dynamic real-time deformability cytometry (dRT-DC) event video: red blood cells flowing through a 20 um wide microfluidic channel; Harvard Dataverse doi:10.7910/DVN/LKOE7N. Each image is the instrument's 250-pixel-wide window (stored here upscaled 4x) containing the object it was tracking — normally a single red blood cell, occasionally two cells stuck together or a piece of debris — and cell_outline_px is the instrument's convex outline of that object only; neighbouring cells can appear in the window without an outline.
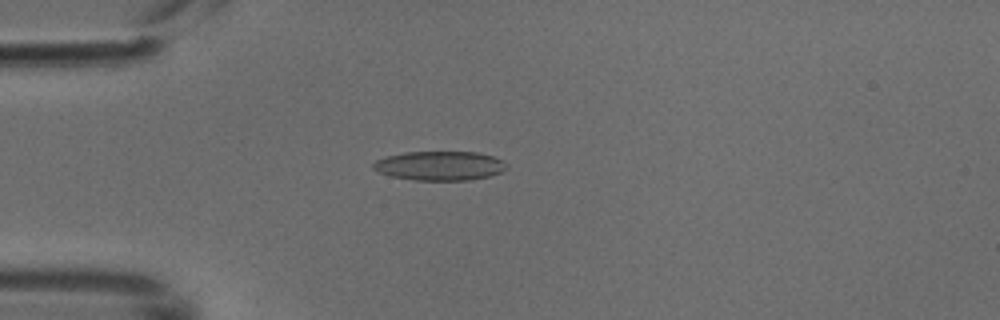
{"species": "common noctule bat (a hibernating species)", "species_latin": "Nyctalus noctula", "temperature_condition": "cold", "stored_images_in_passage": 2, "camera_frame_rate_fps": 3000, "um_per_image_px": 0.085, "animal": {"sex": "male", "body_mass_g": 18.8}, "frame": {"image": 1, "passage_image": 1, "time_ms": 0.0, "image_size_px": [1000, 320], "cell_outline_px": [[504, 168], [500, 172], [488, 176], [468, 180], [416, 180], [392, 176], [380, 172], [372, 168], [372, 164], [376, 160], [388, 156], [404, 152], [476, 152], [492, 156], [504, 160]], "centroid_in_image_um": [37.35, 14.08], "position_along_channel_um": 47.7, "area_um2": 22.37}}